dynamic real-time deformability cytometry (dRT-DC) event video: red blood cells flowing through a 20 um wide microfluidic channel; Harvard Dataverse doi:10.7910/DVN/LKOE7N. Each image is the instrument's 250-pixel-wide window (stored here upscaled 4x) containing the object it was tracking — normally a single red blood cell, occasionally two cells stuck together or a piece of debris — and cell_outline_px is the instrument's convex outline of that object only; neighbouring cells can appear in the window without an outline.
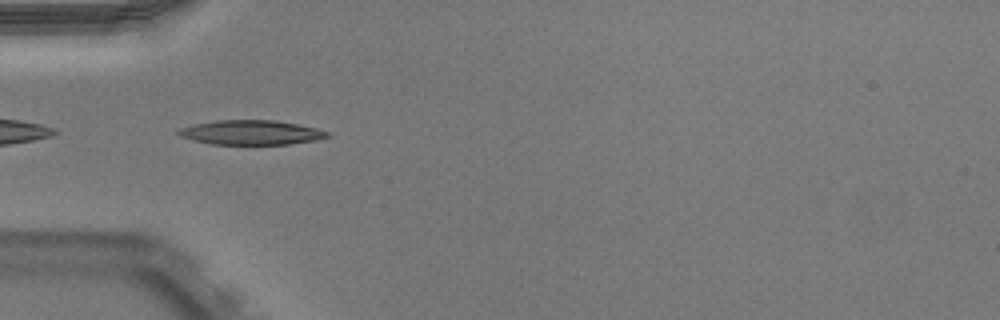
{"species": "Egyptian fruit bat (a non-hibernating species)", "species_latin": "Rousettus aegyptiacus", "temperature_condition": "warm", "stored_images_in_passage": 36, "camera_frame_rate_fps": 3000, "um_per_image_px": 0.085, "animal": {"sex": "male"}, "frame": {"image": 1, "passage_image": 1, "time_ms": 0.0, "image_size_px": [1000, 320], "cell_outline_px": [[328, 136], [316, 140], [288, 144], [212, 144], [180, 136], [176, 132], [176, 128], [192, 124], [216, 120], [272, 120], [296, 124], [316, 128], [328, 132]], "centroid_in_image_um": [21.27, 11.25], "position_along_channel_um": 63.7, "area_um2": 21.1}}
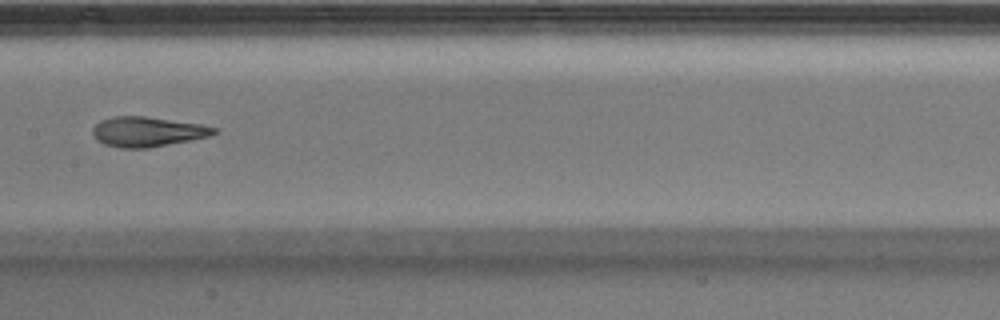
{"frame": {"image": 2, "passage_image": 11, "time_ms": 3.333, "image_size_px": [1000, 320], "cell_outline_px": [[216, 132], [208, 136], [148, 148], [120, 148], [104, 144], [96, 140], [92, 132], [92, 128], [100, 120], [116, 116], [144, 116], [200, 124], [216, 128]], "centroid_in_image_um": [12.46, 11.19], "position_along_channel_um": 194.9, "area_um2": 20.87}, "authors_computed_cell_mechanics": {"area_um2": 21.3571, "velocity_mm_per_s": 3.961, "shape_relaxation_time_tau1_ms": 9.7027, "shape_relaxation_time_tau2_ms": 1.6423, "deformation_change_tau1": 0.3509, "deformation_change_tau2": 0.1067}}